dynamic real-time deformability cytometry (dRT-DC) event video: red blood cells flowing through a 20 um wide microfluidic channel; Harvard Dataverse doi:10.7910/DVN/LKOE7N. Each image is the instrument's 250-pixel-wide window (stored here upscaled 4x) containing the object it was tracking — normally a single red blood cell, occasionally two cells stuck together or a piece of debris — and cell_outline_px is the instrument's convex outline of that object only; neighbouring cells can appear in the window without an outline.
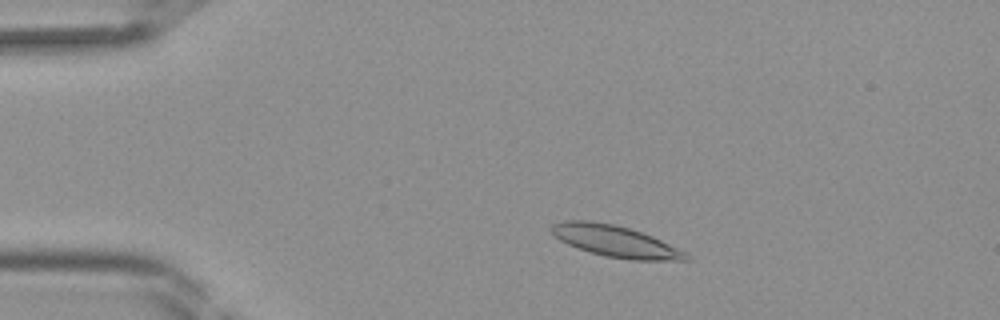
{"species": "Egyptian fruit bat (a non-hibernating species)", "species_latin": "Rousettus aegyptiacus", "temperature_condition": "room temperature", "stored_images_in_passage": 40, "camera_frame_rate_fps": 3000, "um_per_image_px": 0.085, "frame": {"image": 1, "passage_image": 6, "time_ms": 1.667, "image_size_px": [1000, 320], "cell_outline_px": [[692, 260], [632, 260], [604, 256], [568, 244], [552, 236], [548, 228], [552, 224], [564, 220], [588, 220], [612, 224], [628, 228], [652, 236], [692, 256]], "centroid_in_image_um": [52.25, 20.5], "position_along_channel_um": 32.7, "area_um2": 24.51}}
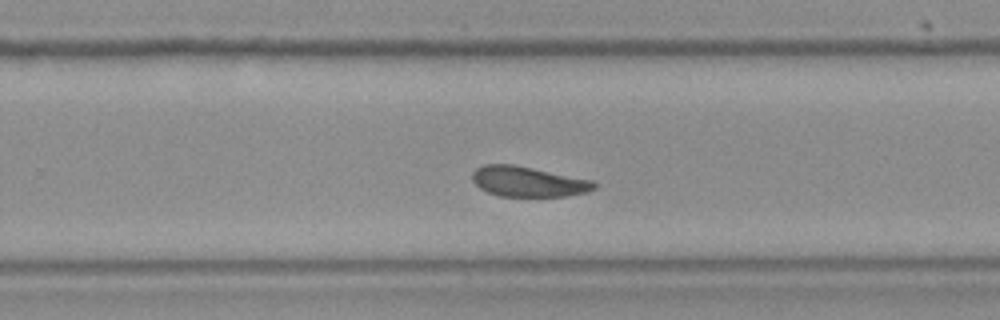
{"frame": {"image": 2, "passage_image": 25, "time_ms": 8.0, "image_size_px": [1000, 320], "cell_outline_px": [[596, 188], [588, 192], [564, 196], [500, 196], [488, 192], [480, 188], [472, 180], [472, 172], [476, 168], [484, 164], [512, 164], [592, 180], [596, 184]], "centroid_in_image_um": [44.87, 15.43], "position_along_channel_um": 284.9, "area_um2": 21.33}}
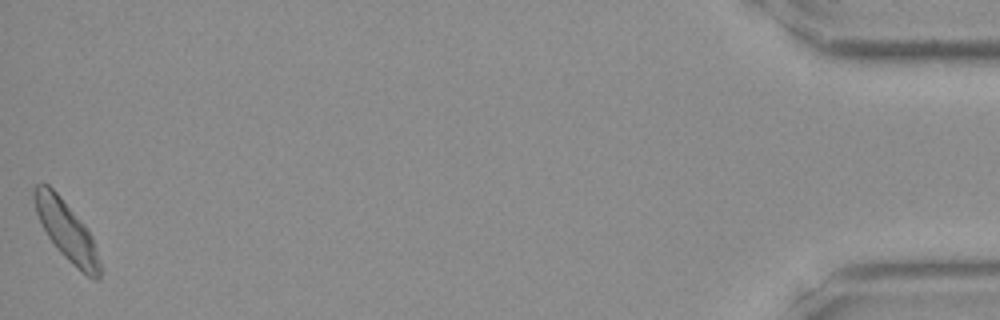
{"frame": {"image": 3, "passage_image": 40, "time_ms": 13.0, "image_size_px": [1000, 320], "cell_outline_px": [[100, 280], [92, 280], [72, 264], [56, 248], [40, 224], [36, 212], [32, 196], [32, 188], [36, 184], [48, 184], [60, 196], [92, 236], [100, 264]], "centroid_in_image_um": [5.62, 19.62], "position_along_channel_um": 429.6, "area_um2": 22.37}}